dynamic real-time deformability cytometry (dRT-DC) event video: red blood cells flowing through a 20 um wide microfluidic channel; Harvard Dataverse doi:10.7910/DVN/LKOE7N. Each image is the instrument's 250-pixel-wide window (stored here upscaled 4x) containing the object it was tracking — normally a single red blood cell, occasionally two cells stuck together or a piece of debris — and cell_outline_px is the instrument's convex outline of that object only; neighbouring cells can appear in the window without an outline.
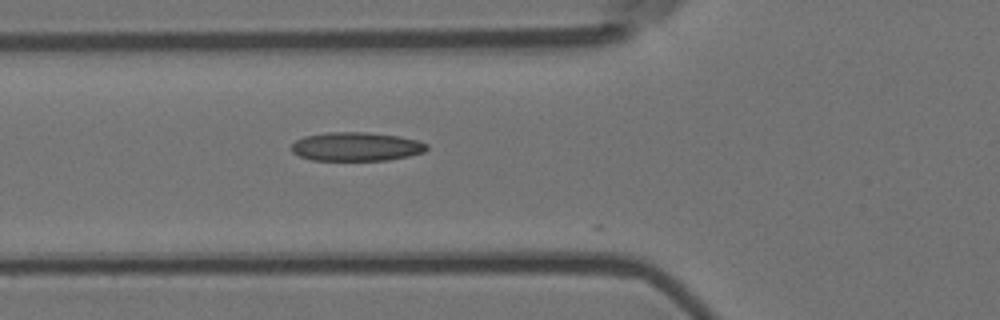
{"species": "Egyptian fruit bat (a non-hibernating species)", "species_latin": "Rousettus aegyptiacus", "temperature_condition": "room temperature", "stored_images_in_passage": 8, "camera_frame_rate_fps": 3000, "um_per_image_px": 0.085, "animal": {"sex": "female"}, "frame": {"image": 1, "passage_image": 8, "time_ms": 2.333, "image_size_px": [1000, 320], "cell_outline_px": [[428, 148], [424, 152], [408, 156], [388, 160], [312, 160], [300, 156], [292, 152], [292, 144], [296, 140], [304, 136], [328, 132], [368, 132], [400, 136], [416, 140], [428, 144]], "centroid_in_image_um": [30.29, 12.46], "position_along_channel_um": 95.5, "area_um2": 22.72}}